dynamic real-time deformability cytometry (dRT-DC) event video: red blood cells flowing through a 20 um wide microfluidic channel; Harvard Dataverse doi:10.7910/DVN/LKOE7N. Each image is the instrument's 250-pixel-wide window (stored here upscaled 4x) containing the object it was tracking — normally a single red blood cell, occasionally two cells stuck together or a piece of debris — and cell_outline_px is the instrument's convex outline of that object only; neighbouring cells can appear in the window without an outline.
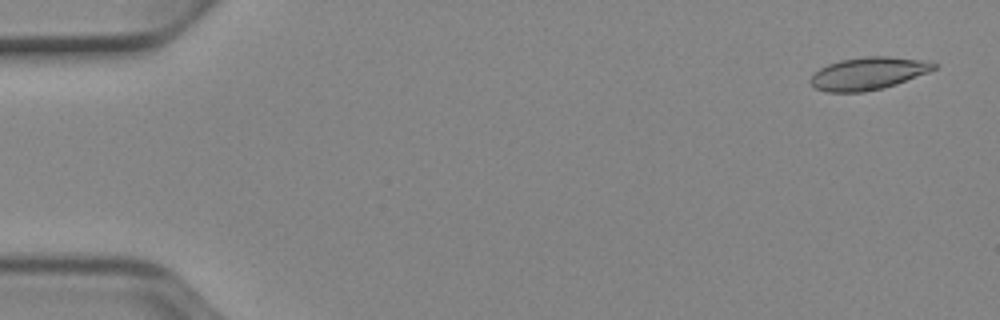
{"species": "Egyptian fruit bat (a non-hibernating species)", "species_latin": "Rousettus aegyptiacus", "temperature_condition": "cold", "stored_images_in_passage": 51, "camera_frame_rate_fps": 3000, "um_per_image_px": 0.085, "animal": {"sex": "female"}, "frame": {"image": 1, "passage_image": 2, "time_ms": 0.333, "image_size_px": [1000, 320], "cell_outline_px": [[936, 68], [928, 72], [896, 84], [884, 88], [864, 92], [828, 92], [816, 88], [808, 80], [820, 68], [828, 64], [840, 60], [868, 56], [888, 56], [920, 60], [936, 64]], "centroid_in_image_um": [73.77, 6.25], "position_along_channel_um": 11.2, "area_um2": 23.12}}
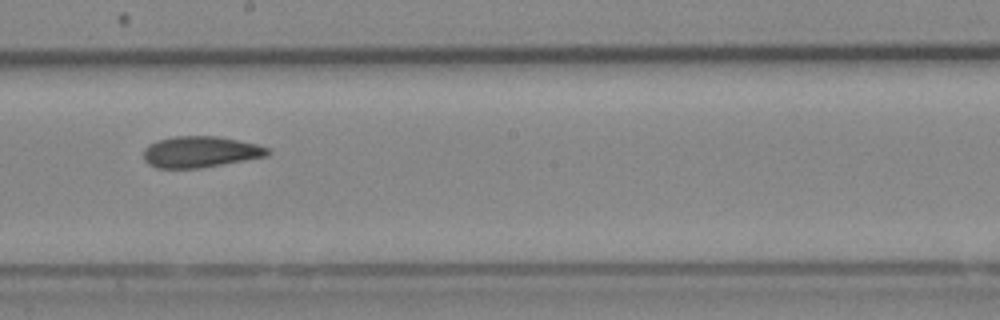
{"frame": {"image": 2, "passage_image": 29, "time_ms": 9.333, "image_size_px": [1000, 320], "cell_outline_px": [[272, 152], [268, 156], [200, 168], [156, 168], [148, 164], [144, 160], [144, 148], [148, 144], [156, 140], [176, 136], [216, 136], [256, 144], [268, 148]], "centroid_in_image_um": [17.0, 12.91], "position_along_channel_um": 231.2, "area_um2": 22.6}}
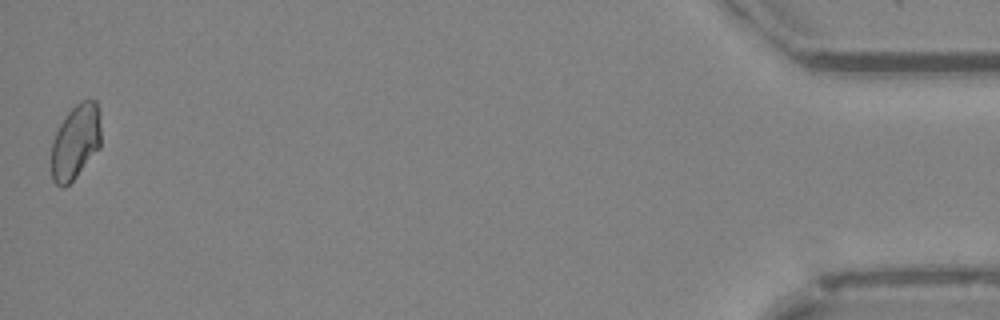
{"frame": {"image": 3, "passage_image": 51, "time_ms": 16.667, "image_size_px": [1000, 320], "cell_outline_px": [[100, 148], [76, 176], [64, 188], [60, 188], [52, 180], [52, 140], [60, 124], [68, 112], [80, 100], [96, 100], [100, 112]], "centroid_in_image_um": [6.43, 12.05], "position_along_channel_um": 428.8, "area_um2": 21.68}, "authors_computed_cell_mechanics": {"area_um2": 22.7154, "velocity_mm_per_s": 3.9183, "shape_relaxation_time_tau1_ms": null, "shape_relaxation_time_tau2_ms": 4.6847, "deformation_change_tau1": null, "deformation_change_tau2": 0.1028}}